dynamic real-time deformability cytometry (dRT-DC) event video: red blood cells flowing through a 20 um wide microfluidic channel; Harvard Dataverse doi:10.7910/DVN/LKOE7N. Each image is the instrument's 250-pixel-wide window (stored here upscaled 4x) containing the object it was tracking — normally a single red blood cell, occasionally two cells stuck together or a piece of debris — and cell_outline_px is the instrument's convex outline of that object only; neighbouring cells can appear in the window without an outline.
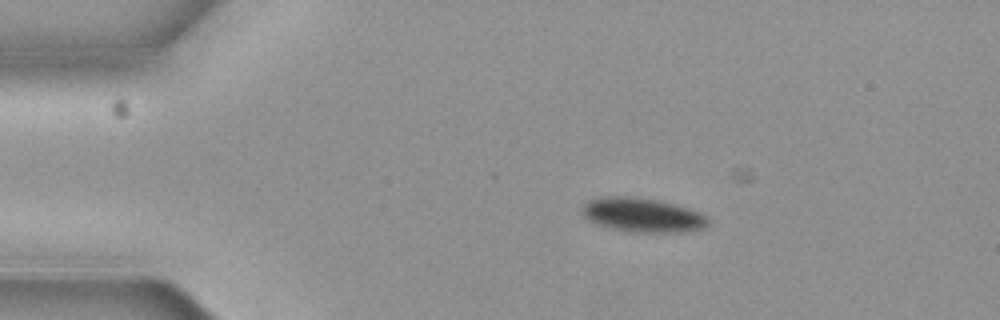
{"species": "common noctule bat (a hibernating species)", "species_latin": "Nyctalus noctula", "temperature_condition": "cold", "stored_images_in_passage": 4, "camera_frame_rate_fps": 3000, "um_per_image_px": 0.085, "animal": {"sex": "female", "body_mass_g": 19.3, "forearm_length_mm": 54.1}, "frame": {"image": 1, "passage_image": 1, "time_ms": 0.0, "image_size_px": [1000, 320], "cell_outline_px": [[708, 224], [704, 228], [684, 232], [640, 232], [616, 228], [600, 224], [588, 220], [584, 216], [584, 204], [588, 200], [604, 196], [632, 196], [660, 200], [676, 204], [700, 212], [708, 216]], "centroid_in_image_um": [54.68, 18.25], "position_along_channel_um": 30.3, "area_um2": 24.85}}